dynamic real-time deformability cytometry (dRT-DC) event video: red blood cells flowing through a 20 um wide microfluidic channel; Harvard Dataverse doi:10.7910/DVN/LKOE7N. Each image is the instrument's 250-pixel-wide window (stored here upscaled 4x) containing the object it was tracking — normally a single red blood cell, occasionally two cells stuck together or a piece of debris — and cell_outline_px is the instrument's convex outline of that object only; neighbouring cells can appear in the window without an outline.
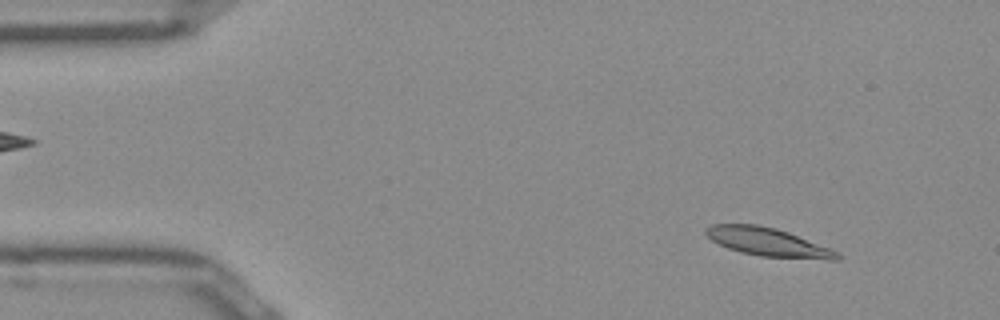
{"species": "Egyptian fruit bat (a non-hibernating species)", "species_latin": "Rousettus aegyptiacus", "temperature_condition": "room temperature", "stored_images_in_passage": 50, "camera_frame_rate_fps": 3000, "um_per_image_px": 0.085, "frame": {"image": 1, "passage_image": 5, "time_ms": 1.333, "image_size_px": [1000, 320], "cell_outline_px": [[840, 260], [828, 260], [760, 256], [740, 252], [728, 248], [712, 240], [704, 232], [704, 228], [712, 224], [756, 224], [776, 228], [788, 232], [828, 248], [836, 252], [840, 256]], "centroid_in_image_um": [65.24, 20.57], "position_along_channel_um": 19.8, "area_um2": 21.5}}
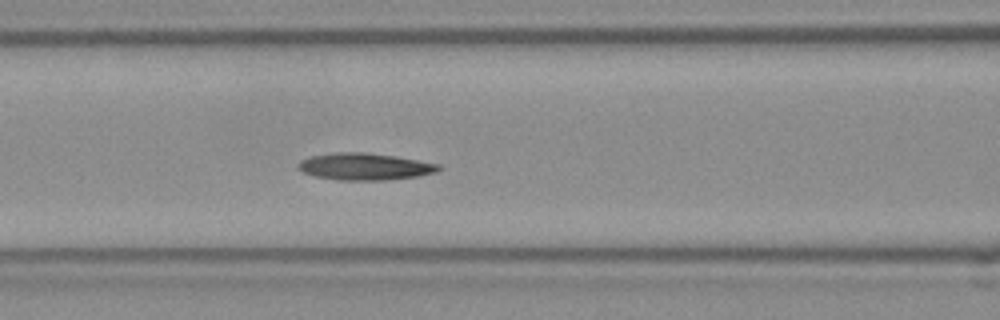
{"frame": {"image": 2, "passage_image": 20, "time_ms": 6.333, "image_size_px": [1000, 320], "cell_outline_px": [[444, 168], [436, 172], [416, 176], [384, 180], [336, 180], [316, 176], [304, 172], [296, 168], [296, 164], [300, 160], [308, 156], [336, 152], [364, 152], [396, 156], [440, 164]], "centroid_in_image_um": [30.98, 14.15], "position_along_channel_um": 135.6, "area_um2": 22.2}}
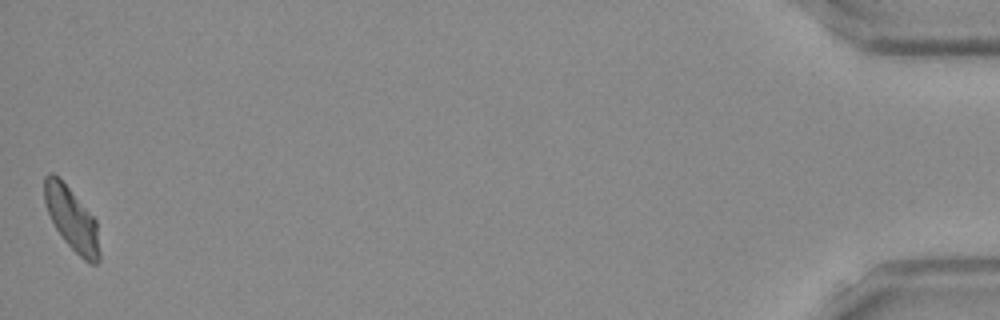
{"frame": {"image": 3, "passage_image": 50, "time_ms": 16.333, "image_size_px": [1000, 320], "cell_outline_px": [[100, 260], [96, 264], [88, 264], [64, 240], [56, 228], [48, 212], [44, 200], [44, 176], [48, 172], [52, 172], [68, 188], [96, 220], [100, 252]], "centroid_in_image_um": [6.11, 18.64], "position_along_channel_um": 429.1, "area_um2": 19.83}, "authors_computed_cell_mechanics": {"area_um2": 21.2126, "velocity_mm_per_s": 3.9359, "shape_relaxation_time_tau1_ms": null, "shape_relaxation_time_tau2_ms": 7.6204, "deformation_change_tau1": null, "deformation_change_tau2": 0.1476}}